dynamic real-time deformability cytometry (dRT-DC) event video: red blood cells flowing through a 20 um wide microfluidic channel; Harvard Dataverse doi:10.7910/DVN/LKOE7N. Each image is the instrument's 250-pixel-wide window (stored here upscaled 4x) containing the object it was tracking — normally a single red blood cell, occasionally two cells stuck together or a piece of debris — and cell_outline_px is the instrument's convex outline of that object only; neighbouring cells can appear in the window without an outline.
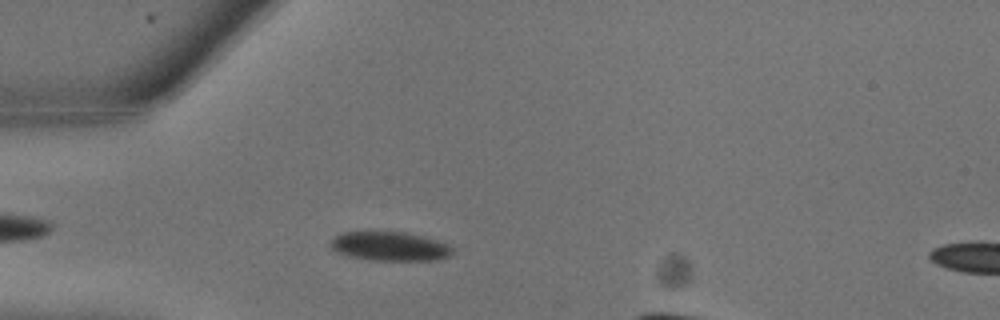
{"species": "common noctule bat (a hibernating species)", "species_latin": "Nyctalus noctula", "temperature_condition": "warm", "stored_images_in_passage": 7, "camera_frame_rate_fps": 3000, "um_per_image_px": 0.085, "animal": {"sex": "male", "body_mass_g": 13.3}, "frame": {"image": 1, "passage_image": 5, "time_ms": 1.333, "image_size_px": [1000, 320], "cell_outline_px": [[452, 252], [448, 256], [436, 260], [368, 260], [336, 252], [328, 244], [328, 240], [332, 236], [340, 232], [404, 232], [424, 236], [448, 244], [452, 248]], "centroid_in_image_um": [33.06, 20.92], "position_along_channel_um": 51.9, "area_um2": 20.75}}